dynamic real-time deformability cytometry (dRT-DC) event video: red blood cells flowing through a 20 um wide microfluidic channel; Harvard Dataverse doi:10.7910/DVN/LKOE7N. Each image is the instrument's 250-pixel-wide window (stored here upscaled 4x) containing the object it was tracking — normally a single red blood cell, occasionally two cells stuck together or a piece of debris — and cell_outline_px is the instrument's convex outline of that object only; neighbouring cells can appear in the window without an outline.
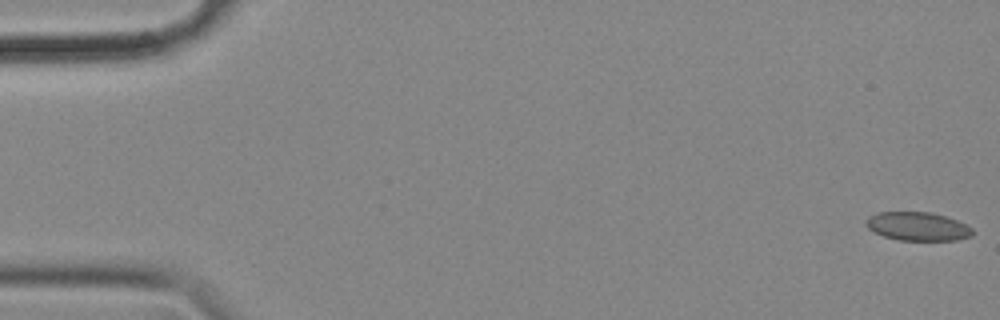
{"species": "common noctule bat (a hibernating species)", "species_latin": "Nyctalus noctula", "temperature_condition": "cold", "stored_images_in_passage": 59, "camera_frame_rate_fps": 3000, "um_per_image_px": 0.085, "animal": {"sex": "female", "body_mass_g": 18.4}, "frame": {"image": 1, "passage_image": 1, "time_ms": 0.0, "image_size_px": [1000, 320], "cell_outline_px": [[972, 236], [956, 240], [900, 240], [884, 236], [868, 228], [868, 220], [872, 216], [880, 212], [928, 212], [944, 216], [956, 220], [972, 228]], "centroid_in_image_um": [78.05, 19.25], "position_along_channel_um": 6.9, "area_um2": 17.22}}
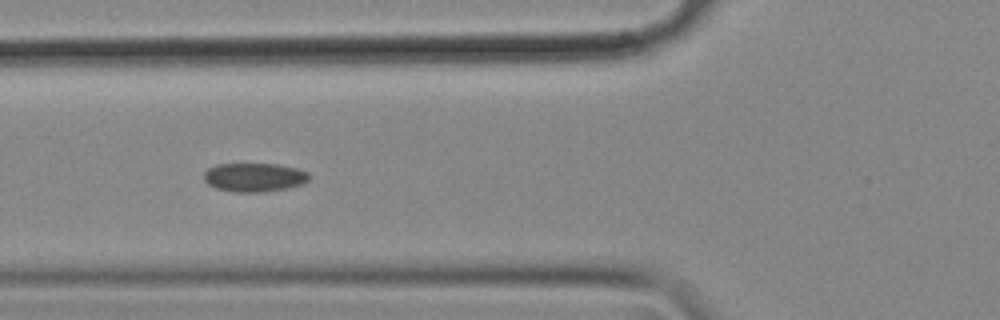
{"frame": {"image": 2, "passage_image": 22, "time_ms": 7.0, "image_size_px": [1000, 320], "cell_outline_px": [[308, 180], [304, 184], [264, 192], [236, 192], [216, 188], [208, 184], [204, 180], [204, 172], [208, 168], [216, 164], [276, 164], [296, 168], [308, 172]], "centroid_in_image_um": [21.59, 15.07], "position_along_channel_um": 104.2, "area_um2": 17.57}}
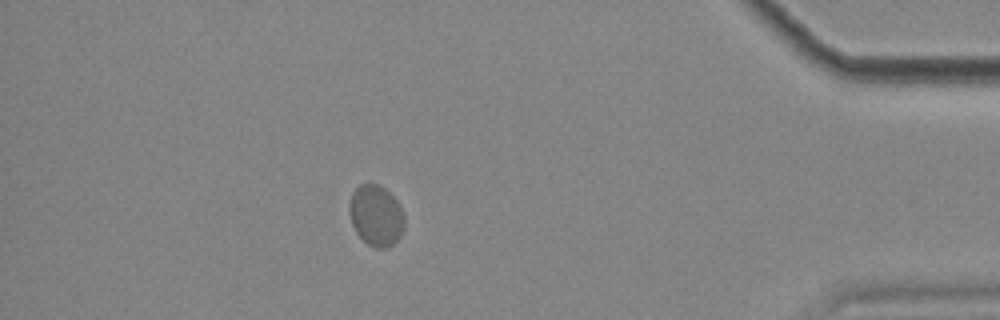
{"frame": {"image": 3, "passage_image": 52, "time_ms": 17.0, "image_size_px": [1000, 320], "cell_outline_px": [[404, 228], [400, 236], [388, 248], [376, 248], [368, 244], [356, 232], [352, 224], [348, 212], [348, 208], [352, 192], [360, 184], [380, 184], [396, 200], [404, 216]], "centroid_in_image_um": [31.94, 18.32], "position_along_channel_um": 403.3, "area_um2": 19.48}}